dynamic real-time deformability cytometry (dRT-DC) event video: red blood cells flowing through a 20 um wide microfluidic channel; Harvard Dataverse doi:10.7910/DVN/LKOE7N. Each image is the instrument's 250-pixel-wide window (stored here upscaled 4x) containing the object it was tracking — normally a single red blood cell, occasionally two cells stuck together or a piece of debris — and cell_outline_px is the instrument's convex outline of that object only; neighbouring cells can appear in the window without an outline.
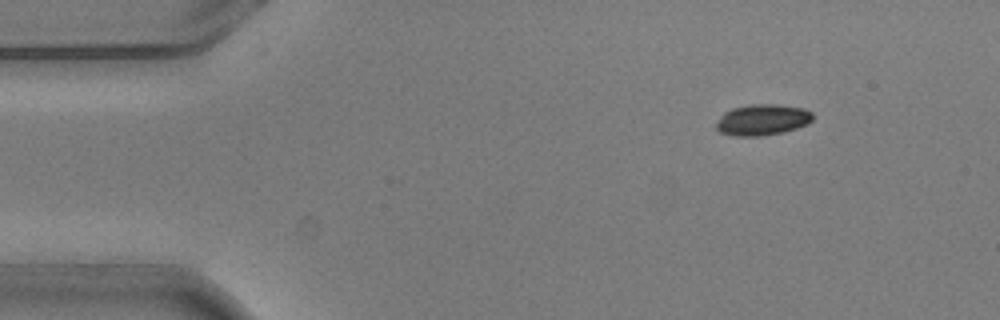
{"species": "common noctule bat (a hibernating species)", "species_latin": "Nyctalus noctula", "temperature_condition": "warm", "stored_images_in_passage": 3, "camera_frame_rate_fps": 3000, "um_per_image_px": 0.085, "animal": {"sex": "male", "body_mass_g": 20.5, "forearm_length_mm": 52.5}, "frame": {"image": 1, "passage_image": 3, "time_ms": 0.667, "image_size_px": [1000, 320], "cell_outline_px": [[812, 120], [808, 124], [784, 132], [760, 136], [732, 136], [720, 132], [716, 128], [716, 124], [724, 112], [732, 108], [748, 104], [776, 104], [804, 108], [812, 112]], "centroid_in_image_um": [64.8, 10.18], "position_along_channel_um": 20.2, "area_um2": 17.57}}